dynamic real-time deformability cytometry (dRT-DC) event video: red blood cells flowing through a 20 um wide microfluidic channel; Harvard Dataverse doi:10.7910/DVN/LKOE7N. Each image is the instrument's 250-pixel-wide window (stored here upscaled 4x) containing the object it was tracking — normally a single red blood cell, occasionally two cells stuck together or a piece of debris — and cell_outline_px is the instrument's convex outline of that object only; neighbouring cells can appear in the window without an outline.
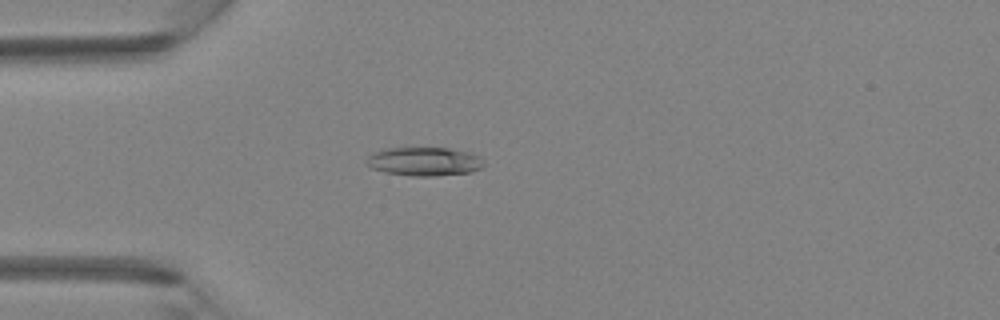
{"species": "Egyptian fruit bat (a non-hibernating species)", "species_latin": "Rousettus aegyptiacus", "temperature_condition": "room temperature", "stored_images_in_passage": 3, "camera_frame_rate_fps": 3000, "um_per_image_px": 0.085, "animal": {"sex": "female"}, "frame": {"image": 1, "passage_image": 3, "time_ms": 0.667, "image_size_px": [1000, 320], "cell_outline_px": [[484, 164], [480, 168], [472, 172], [436, 176], [412, 176], [384, 172], [372, 168], [368, 164], [368, 156], [372, 152], [388, 148], [448, 148], [472, 152], [480, 156]], "centroid_in_image_um": [36.1, 13.72], "position_along_channel_um": 48.9, "area_um2": 19.65}}